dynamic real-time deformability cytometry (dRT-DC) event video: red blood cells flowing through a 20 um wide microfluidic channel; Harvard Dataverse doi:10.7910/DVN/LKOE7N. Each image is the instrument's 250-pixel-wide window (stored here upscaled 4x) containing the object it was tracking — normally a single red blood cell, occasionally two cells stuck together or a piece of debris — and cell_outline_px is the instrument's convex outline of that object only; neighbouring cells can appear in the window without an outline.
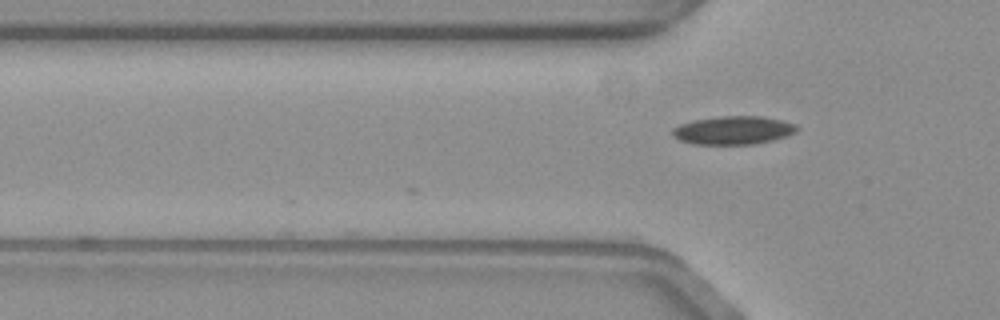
{"species": "common noctule bat (a hibernating species)", "species_latin": "Nyctalus noctula", "temperature_condition": "warm", "stored_images_in_passage": 5, "camera_frame_rate_fps": 3000, "um_per_image_px": 0.085, "animal": {"sex": "female", "body_mass_g": 19.3, "forearm_length_mm": 54.1}, "frame": {"image": 1, "passage_image": 5, "time_ms": 1.333, "image_size_px": [1000, 320], "cell_outline_px": [[800, 128], [796, 132], [772, 140], [752, 144], [696, 144], [680, 140], [672, 136], [672, 128], [680, 124], [692, 120], [720, 116], [764, 116], [796, 124]], "centroid_in_image_um": [62.32, 11.06], "position_along_channel_um": 63.5, "area_um2": 20.52}}